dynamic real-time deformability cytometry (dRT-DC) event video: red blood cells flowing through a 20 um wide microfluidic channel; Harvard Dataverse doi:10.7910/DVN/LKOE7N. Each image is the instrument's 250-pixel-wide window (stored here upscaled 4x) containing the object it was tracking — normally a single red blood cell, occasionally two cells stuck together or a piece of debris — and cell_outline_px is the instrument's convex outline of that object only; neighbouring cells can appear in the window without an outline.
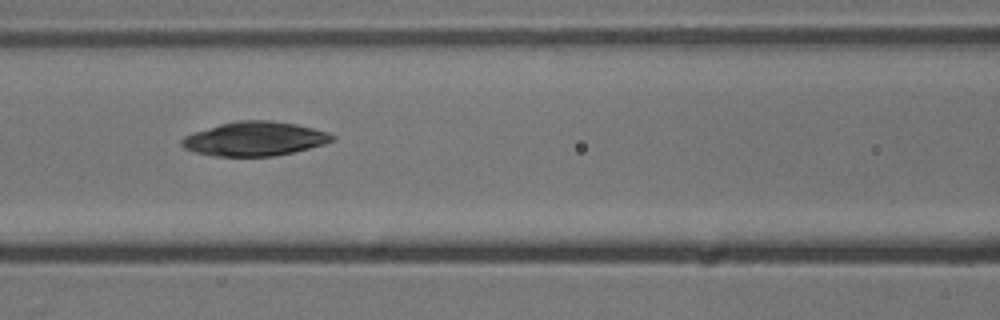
{"species": "common noctule bat (a hibernating species)", "species_latin": "Nyctalus noctula", "temperature_condition": "cold", "stored_images_in_passage": 9, "camera_frame_rate_fps": 3000, "um_per_image_px": 0.085, "animal": {"sex": "male", "body_mass_g": 13.3}, "frame": {"image": 1, "passage_image": 6, "time_ms": 5.667, "image_size_px": [1000, 320], "cell_outline_px": [[336, 140], [324, 144], [292, 152], [272, 156], [212, 156], [196, 152], [184, 148], [180, 144], [180, 140], [184, 136], [220, 124], [236, 120], [272, 120], [296, 124], [328, 132], [336, 136]], "centroid_in_image_um": [21.66, 11.79], "position_along_channel_um": 144.9, "area_um2": 29.82}}
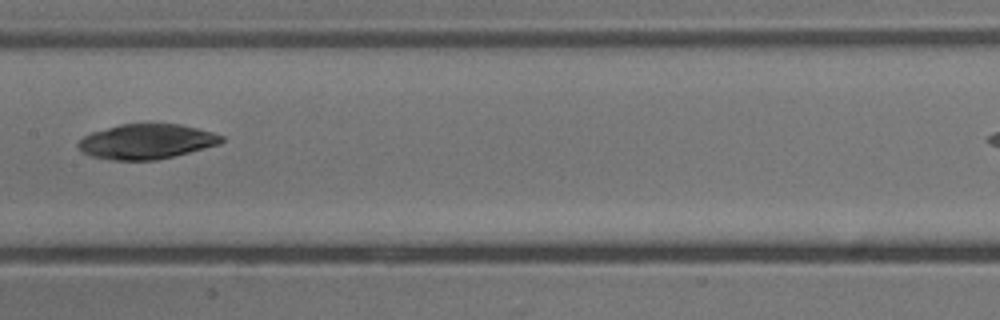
{"frame": {"image": 2, "passage_image": 7, "time_ms": 7.0, "image_size_px": [1000, 320], "cell_outline_px": [[224, 140], [220, 144], [156, 160], [112, 160], [92, 156], [84, 152], [76, 144], [84, 136], [92, 132], [120, 124], [180, 124], [212, 132], [224, 136]], "centroid_in_image_um": [12.46, 12.02], "position_along_channel_um": 194.9, "area_um2": 28.84}}
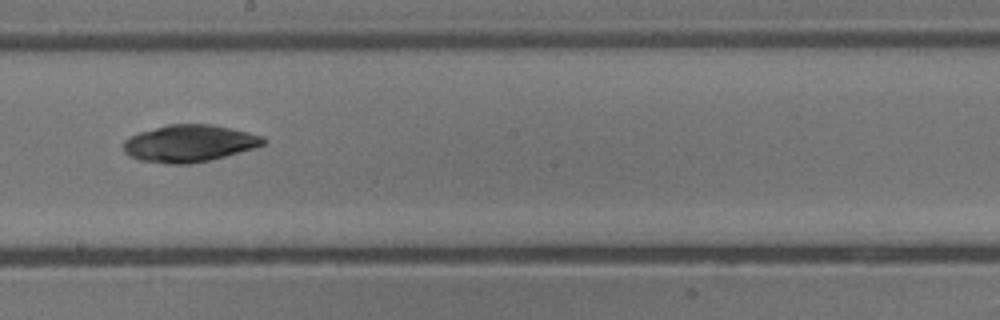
{"frame": {"image": 3, "passage_image": 8, "time_ms": 8.0, "image_size_px": [1000, 320], "cell_outline_px": [[268, 140], [264, 144], [252, 148], [224, 156], [208, 160], [188, 164], [168, 164], [140, 160], [128, 156], [124, 152], [124, 140], [128, 136], [140, 132], [168, 124], [212, 124], [260, 136]], "centroid_in_image_um": [16.01, 12.19], "position_along_channel_um": 232.2, "area_um2": 29.82}}